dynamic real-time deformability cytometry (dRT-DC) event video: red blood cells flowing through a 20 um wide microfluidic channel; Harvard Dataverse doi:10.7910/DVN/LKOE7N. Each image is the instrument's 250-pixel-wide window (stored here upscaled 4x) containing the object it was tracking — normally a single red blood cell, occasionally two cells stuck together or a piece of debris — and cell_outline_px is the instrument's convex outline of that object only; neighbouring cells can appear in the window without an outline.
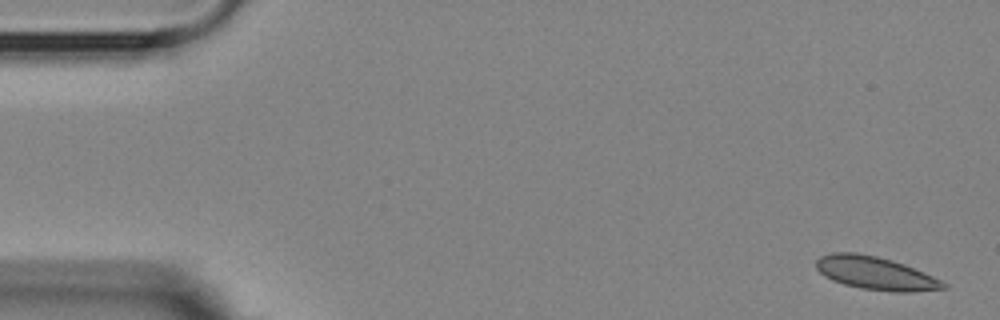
{"species": "Egyptian fruit bat (a non-hibernating species)", "species_latin": "Rousettus aegyptiacus", "temperature_condition": "room temperature", "stored_images_in_passage": 4, "camera_frame_rate_fps": 3000, "um_per_image_px": 0.085, "animal": {"sex": "female"}, "frame": {"image": 1, "passage_image": 1, "time_ms": 0.0, "image_size_px": [1000, 320], "cell_outline_px": [[948, 288], [912, 292], [896, 292], [860, 288], [844, 284], [832, 280], [824, 276], [816, 268], [816, 260], [820, 256], [832, 252], [856, 252], [876, 256], [892, 260], [904, 264], [932, 276], [948, 284]], "centroid_in_image_um": [74.4, 23.22], "position_along_channel_um": 10.6, "area_um2": 24.51}}
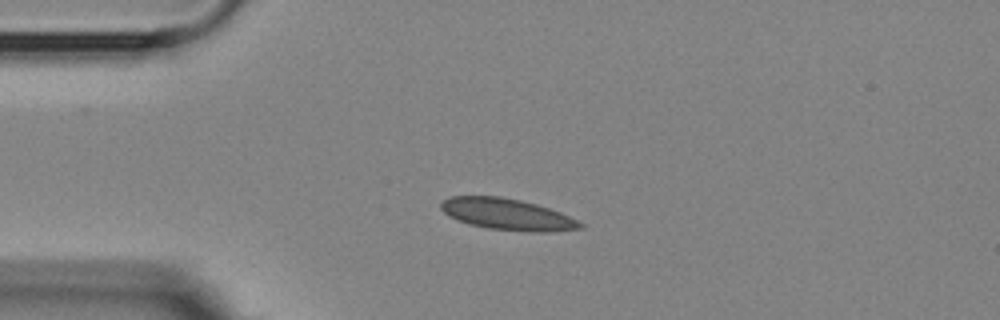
{"frame": {"image": 2, "passage_image": 4, "time_ms": 3.667, "image_size_px": [1000, 320], "cell_outline_px": [[584, 228], [552, 232], [528, 232], [488, 228], [468, 224], [456, 220], [448, 216], [440, 208], [440, 204], [448, 196], [500, 196], [520, 200], [536, 204], [560, 212], [584, 224]], "centroid_in_image_um": [43.1, 18.22], "position_along_channel_um": 41.9, "area_um2": 25.61}}